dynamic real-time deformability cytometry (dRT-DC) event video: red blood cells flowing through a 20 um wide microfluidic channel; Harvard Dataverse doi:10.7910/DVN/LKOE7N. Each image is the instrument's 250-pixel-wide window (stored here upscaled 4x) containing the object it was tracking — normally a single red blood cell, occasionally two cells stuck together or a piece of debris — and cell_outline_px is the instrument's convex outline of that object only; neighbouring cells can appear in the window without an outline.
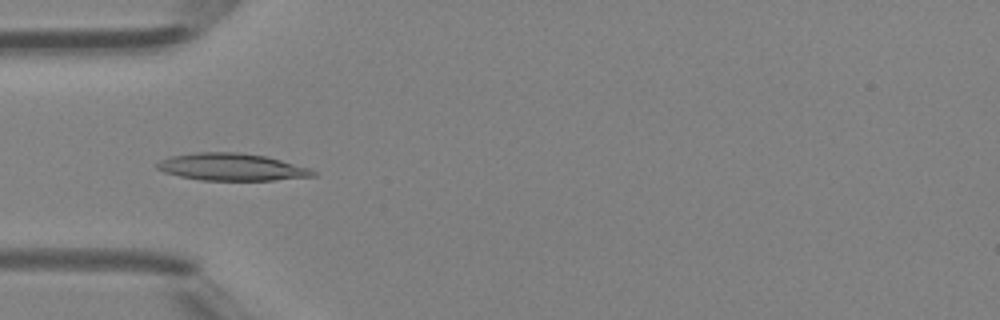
{"species": "Egyptian fruit bat (a non-hibernating species)", "species_latin": "Rousettus aegyptiacus", "temperature_condition": "room temperature", "stored_images_in_passage": 46, "camera_frame_rate_fps": 3000, "um_per_image_px": 0.085, "animal": {"sex": "female"}, "frame": {"image": 1, "passage_image": 14, "time_ms": 4.333, "image_size_px": [1000, 320], "cell_outline_px": [[316, 176], [272, 180], [200, 180], [180, 176], [164, 172], [156, 168], [156, 164], [160, 160], [172, 156], [196, 152], [240, 152], [264, 156], [280, 160], [308, 168], [316, 172]], "centroid_in_image_um": [19.66, 14.19], "position_along_channel_um": 65.3, "area_um2": 24.51}}
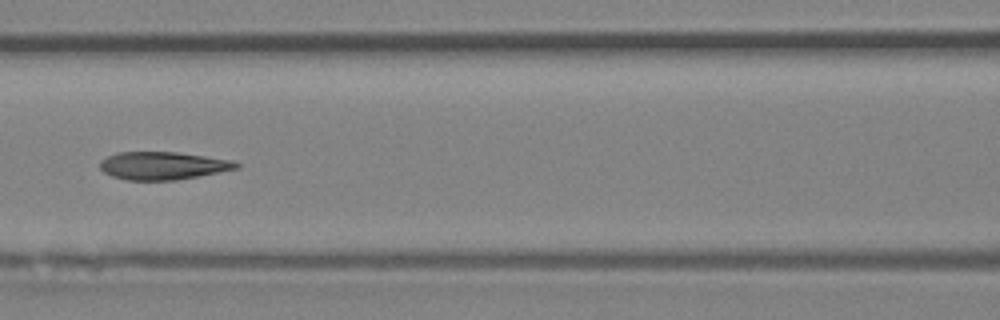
{"frame": {"image": 2, "passage_image": 20, "time_ms": 6.333, "image_size_px": [1000, 320], "cell_outline_px": [[240, 168], [200, 176], [176, 180], [128, 180], [112, 176], [104, 172], [100, 168], [100, 160], [116, 152], [176, 152], [232, 160], [240, 164]], "centroid_in_image_um": [13.85, 14.08], "position_along_channel_um": 152.7, "area_um2": 22.14}}
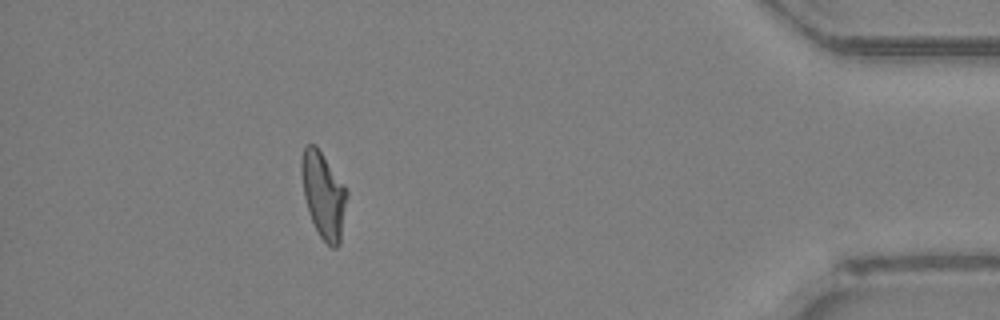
{"frame": {"image": 3, "passage_image": 41, "time_ms": 13.333, "image_size_px": [1000, 320], "cell_outline_px": [[348, 196], [340, 244], [336, 248], [332, 248], [320, 236], [308, 212], [304, 196], [300, 172], [300, 160], [304, 148], [308, 144], [316, 144], [344, 184], [348, 192]], "centroid_in_image_um": [27.5, 16.56], "position_along_channel_um": 407.7, "area_um2": 23.0}, "authors_computed_cell_mechanics": {"area_um2": 22.7154, "velocity_mm_per_s": 4.4169, "shape_relaxation_time_tau1_ms": 4.8953, "shape_relaxation_time_tau2_ms": 1.6693, "deformation_change_tau1": 0.1984, "deformation_change_tau2": 0.1067}}